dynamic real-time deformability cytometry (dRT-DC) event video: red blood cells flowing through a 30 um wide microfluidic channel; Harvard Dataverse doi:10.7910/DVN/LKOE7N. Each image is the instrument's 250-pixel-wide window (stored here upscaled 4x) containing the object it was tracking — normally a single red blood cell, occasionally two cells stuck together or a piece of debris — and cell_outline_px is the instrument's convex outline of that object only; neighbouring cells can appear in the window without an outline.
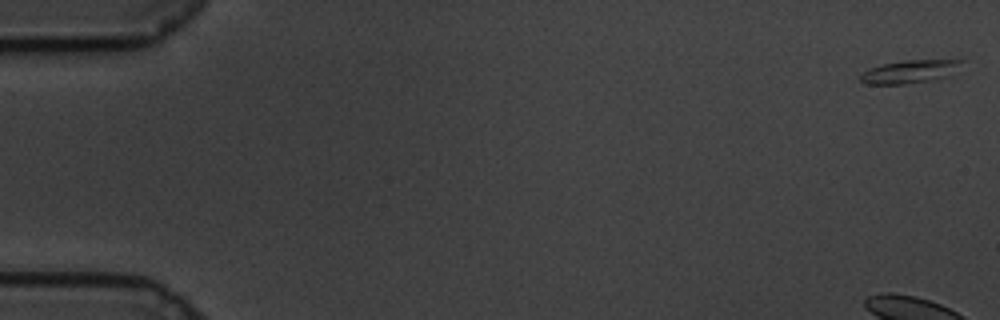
{"species": "common noctule bat (a hibernating species)", "species_latin": "Nyctalus noctula", "temperature_condition": "cold", "stored_images_in_passage": 61, "camera_frame_rate_fps": 3000, "um_per_image_px": 0.085, "animal": {"sex": "male", "body_mass_g": 19.5, "forearm_length_mm": 54.6}, "frame": {"image": 1, "passage_image": 1, "time_ms": 0.0, "image_size_px": [1000, 320], "cell_outline_px": [[964, 60], [948, 76], [928, 80], [904, 84], [868, 84], [860, 80], [860, 76], [868, 68], [880, 64], [904, 60]], "centroid_in_image_um": [77.25, 6.08], "position_along_channel_um": 7.8, "area_um2": 13.29}}
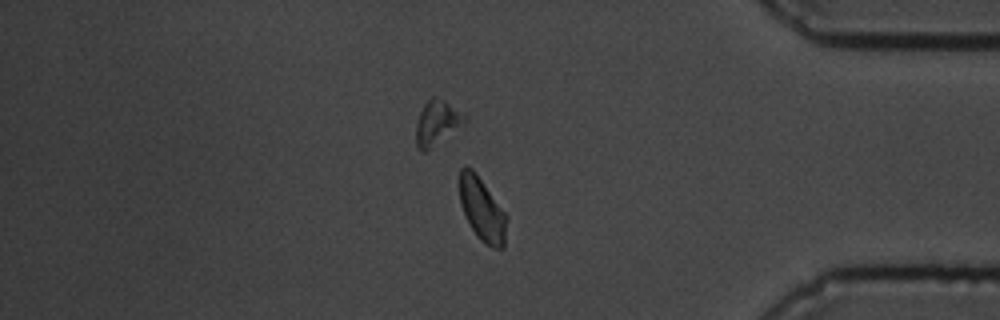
{"frame": {"image": 2, "passage_image": 52, "time_ms": 17.0, "image_size_px": [1000, 320], "cell_outline_px": [[508, 216], [504, 248], [492, 248], [484, 244], [476, 236], [464, 212], [460, 200], [460, 168], [472, 168], [476, 172]], "centroid_in_image_um": [41.02, 17.84], "position_along_channel_um": 394.2, "area_um2": 17.34}}